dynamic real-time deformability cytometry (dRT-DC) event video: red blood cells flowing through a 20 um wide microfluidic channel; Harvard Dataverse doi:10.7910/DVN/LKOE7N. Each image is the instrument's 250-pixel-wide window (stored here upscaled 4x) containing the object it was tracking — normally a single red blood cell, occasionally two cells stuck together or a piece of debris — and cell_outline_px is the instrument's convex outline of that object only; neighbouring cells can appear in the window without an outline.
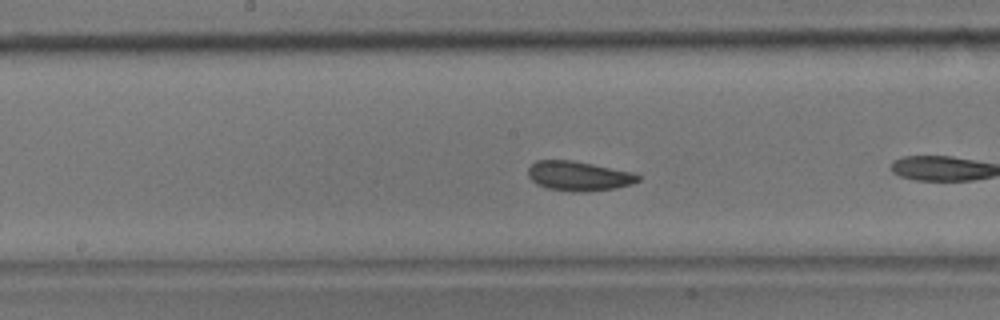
{"species": "common noctule bat (a hibernating species)", "species_latin": "Nyctalus noctula", "temperature_condition": "room temperature", "stored_images_in_passage": 15, "camera_frame_rate_fps": 3000, "um_per_image_px": 0.085, "animal": {"sex": "male", "body_mass_g": 17.9}, "frame": {"image": 1, "passage_image": 11, "time_ms": 3.333, "image_size_px": [1000, 320], "cell_outline_px": [[640, 180], [632, 184], [616, 188], [580, 192], [576, 192], [548, 188], [536, 184], [528, 176], [528, 168], [536, 160], [572, 160], [636, 172], [640, 176]], "centroid_in_image_um": [49.22, 14.95], "position_along_channel_um": 199.0, "area_um2": 19.07}}